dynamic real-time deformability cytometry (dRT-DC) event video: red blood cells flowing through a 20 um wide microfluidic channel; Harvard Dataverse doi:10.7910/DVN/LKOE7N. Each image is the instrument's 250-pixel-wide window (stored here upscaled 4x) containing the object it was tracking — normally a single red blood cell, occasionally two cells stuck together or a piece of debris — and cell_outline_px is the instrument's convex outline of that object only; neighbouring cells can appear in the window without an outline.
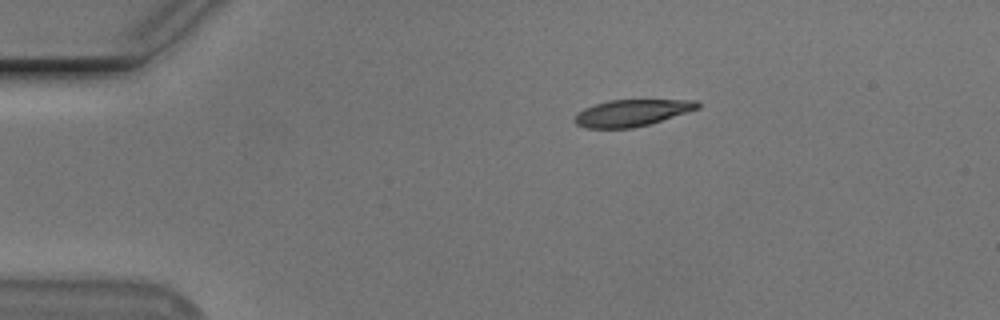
{"species": "Egyptian fruit bat (a non-hibernating species)", "species_latin": "Rousettus aegyptiacus", "temperature_condition": "cold", "stored_images_in_passage": 12, "camera_frame_rate_fps": 3000, "um_per_image_px": 0.085, "animal": {"sex": "male"}, "frame": {"image": 1, "passage_image": 1, "time_ms": 0.0, "image_size_px": [1000, 320], "cell_outline_px": [[700, 108], [648, 124], [632, 128], [588, 128], [576, 124], [572, 120], [576, 112], [584, 108], [608, 100], [696, 100], [700, 104]], "centroid_in_image_um": [53.66, 9.59], "position_along_channel_um": 31.3, "area_um2": 19.02}}
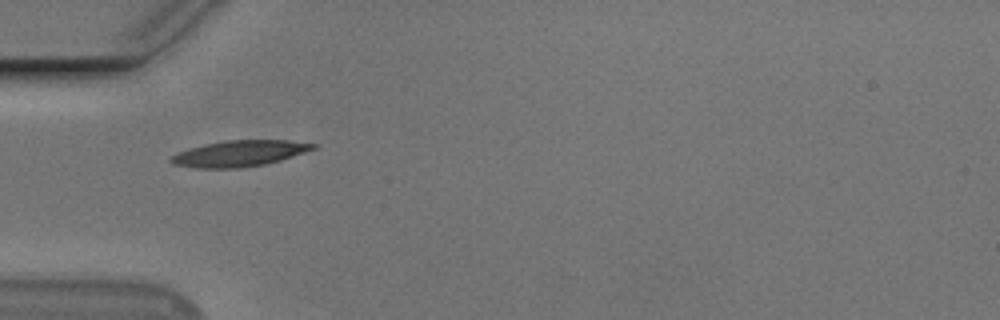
{"frame": {"image": 2, "passage_image": 8, "time_ms": 2.333, "image_size_px": [1000, 320], "cell_outline_px": [[316, 148], [280, 160], [264, 164], [236, 168], [196, 168], [172, 164], [168, 160], [176, 152], [204, 144], [228, 140], [288, 140], [316, 144]], "centroid_in_image_um": [20.3, 13.04], "position_along_channel_um": 64.7, "area_um2": 21.39}}
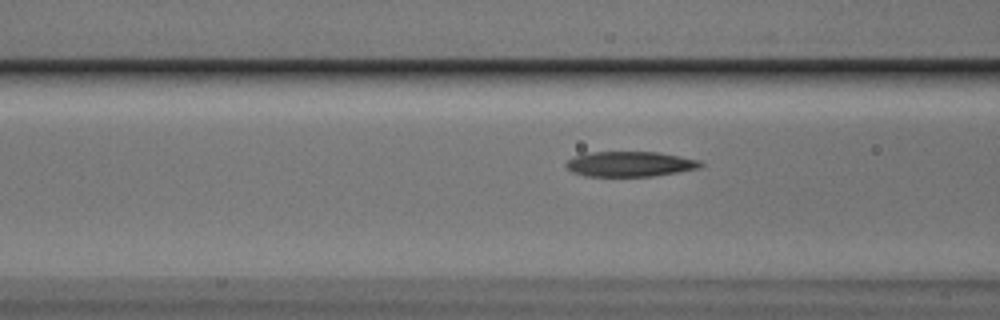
{"frame": {"image": 3, "passage_image": 12, "time_ms": 3.667, "image_size_px": [1000, 320], "cell_outline_px": [[704, 164], [700, 168], [652, 176], [588, 176], [572, 172], [564, 164], [572, 156], [584, 152], [656, 152], [700, 160]], "centroid_in_image_um": [53.51, 13.93], "position_along_channel_um": 113.1, "area_um2": 19.71}}